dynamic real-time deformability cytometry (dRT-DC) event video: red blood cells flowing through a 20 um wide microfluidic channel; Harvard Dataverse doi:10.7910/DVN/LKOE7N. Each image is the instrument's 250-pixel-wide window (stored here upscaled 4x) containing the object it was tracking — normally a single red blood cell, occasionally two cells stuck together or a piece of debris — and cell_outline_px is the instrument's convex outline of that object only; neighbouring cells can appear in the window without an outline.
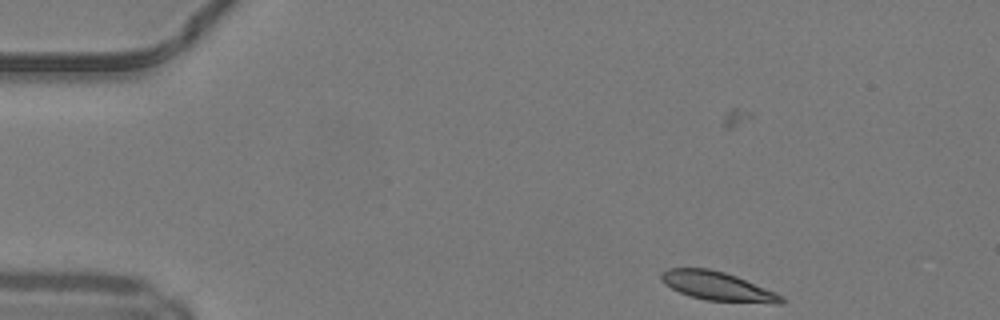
{"species": "common noctule bat (a hibernating species)", "species_latin": "Nyctalus noctula", "temperature_condition": "warm", "stored_images_in_passage": 43, "camera_frame_rate_fps": 3000, "um_per_image_px": 0.085, "animal": {"sex": "male", "body_mass_g": 19.2, "forearm_length_mm": 51.8}, "frame": {"image": 1, "passage_image": 1, "time_ms": 0.0, "image_size_px": [1000, 320], "cell_outline_px": [[784, 304], [776, 304], [704, 300], [680, 292], [664, 284], [660, 280], [660, 272], [668, 268], [708, 268], [724, 272], [736, 276], [776, 292], [784, 296]], "centroid_in_image_um": [61.01, 24.33], "position_along_channel_um": 24.0, "area_um2": 20.35}}
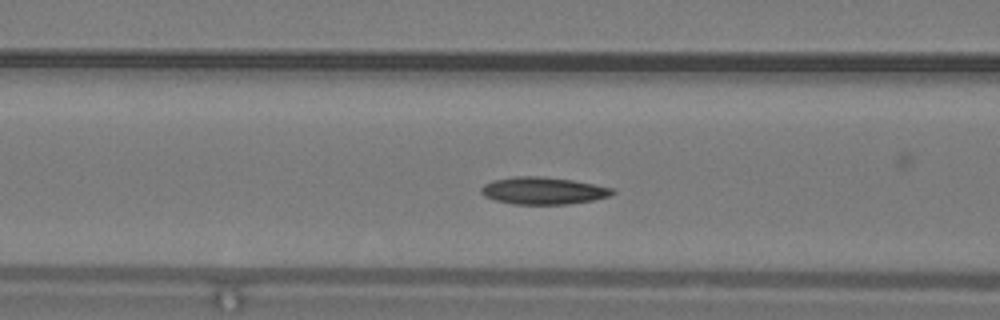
{"frame": {"image": 2, "passage_image": 14, "time_ms": 4.333, "image_size_px": [1000, 320], "cell_outline_px": [[616, 192], [608, 196], [592, 200], [568, 204], [512, 204], [496, 200], [484, 196], [480, 192], [480, 188], [484, 184], [492, 180], [512, 176], [540, 176], [572, 180], [612, 188]], "centroid_in_image_um": [46.11, 16.2], "position_along_channel_um": 120.5, "area_um2": 20.75}}
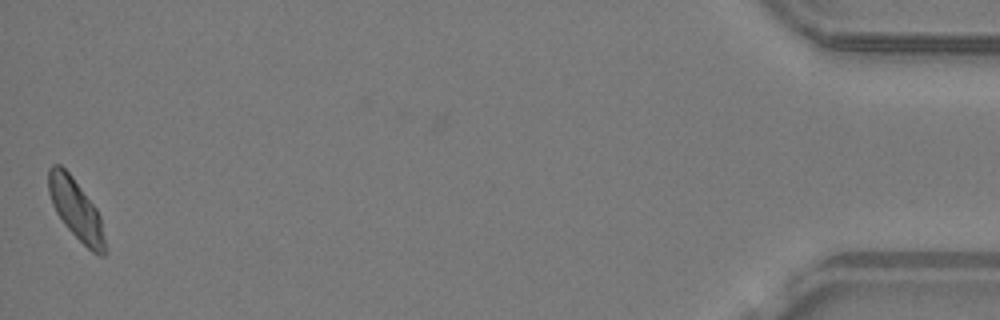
{"frame": {"image": 3, "passage_image": 43, "time_ms": 14.0, "image_size_px": [1000, 320], "cell_outline_px": [[108, 252], [104, 256], [100, 256], [92, 252], [64, 224], [56, 212], [52, 204], [48, 192], [48, 168], [52, 164], [60, 164], [72, 176], [96, 208], [100, 216]], "centroid_in_image_um": [6.47, 17.81], "position_along_channel_um": 428.7, "area_um2": 19.94}, "authors_computed_cell_mechanics": {"area_um2": 20.1144, "velocity_mm_per_s": 4.1668, "shape_relaxation_time_tau1_ms": 4.6866, "shape_relaxation_time_tau2_ms": 3.1772, "deformation_change_tau1": 0.1336, "deformation_change_tau2": 0.0761}}